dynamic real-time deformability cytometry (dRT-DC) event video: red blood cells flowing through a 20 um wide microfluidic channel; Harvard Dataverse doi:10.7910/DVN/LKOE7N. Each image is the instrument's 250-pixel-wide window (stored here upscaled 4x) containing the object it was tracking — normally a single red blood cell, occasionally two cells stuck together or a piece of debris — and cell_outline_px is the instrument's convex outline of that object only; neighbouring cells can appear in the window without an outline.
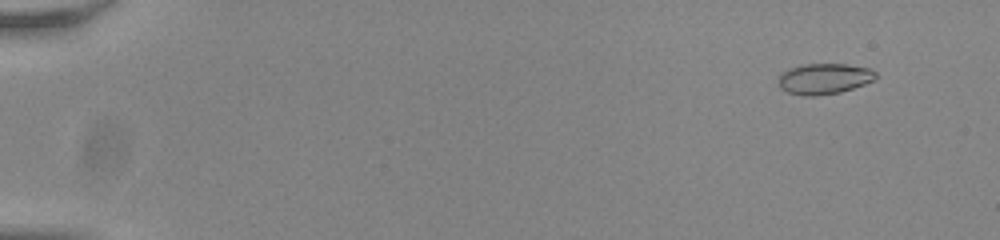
{"species": "common noctule bat (a hibernating species)", "species_latin": "Nyctalus noctula", "temperature_condition": "room temperature", "stored_images_in_passage": 56, "camera_frame_rate_fps": 3000, "um_per_image_px": 0.085, "animal": {"sex": "male", "body_mass_g": 20.0, "forearm_length_mm": 53.3}, "frame": {"image": 1, "passage_image": 5, "time_ms": 1.333, "image_size_px": [1000, 240], "cell_outline_px": [[876, 80], [840, 92], [816, 96], [804, 96], [788, 92], [780, 88], [780, 76], [784, 72], [792, 68], [804, 64], [844, 64], [872, 68], [876, 72]], "centroid_in_image_um": [70.11, 6.69], "position_along_channel_um": 14.9, "area_um2": 17.28}}
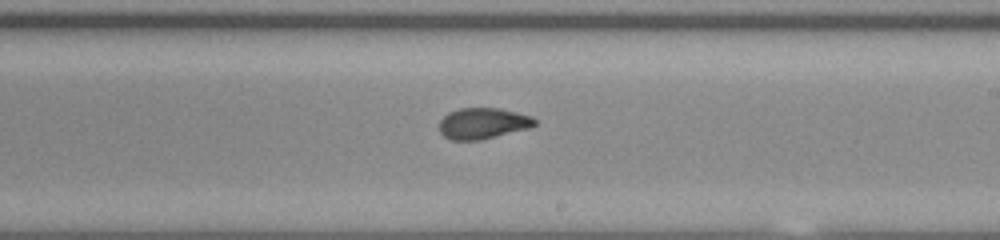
{"frame": {"image": 2, "passage_image": 35, "time_ms": 11.333, "image_size_px": [1000, 240], "cell_outline_px": [[536, 124], [532, 128], [480, 140], [452, 140], [444, 136], [440, 132], [440, 120], [448, 112], [460, 108], [500, 108], [532, 116], [536, 120]], "centroid_in_image_um": [41.07, 10.49], "position_along_channel_um": 247.9, "area_um2": 17.4}}
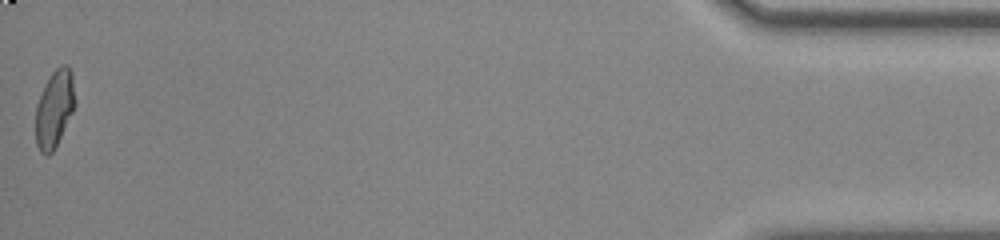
{"frame": {"image": 3, "passage_image": 56, "time_ms": 18.333, "image_size_px": [1000, 240], "cell_outline_px": [[76, 104], [52, 152], [48, 156], [40, 152], [36, 144], [36, 108], [40, 96], [52, 72], [60, 64], [68, 64], [72, 72], [76, 100]], "centroid_in_image_um": [4.65, 9.2], "position_along_channel_um": 430.6, "area_um2": 17.51}, "authors_computed_cell_mechanics": {"area_um2": 17.629, "velocity_mm_per_s": 3.8141, "shape_relaxation_time_tau1_ms": 5.6491, "shape_relaxation_time_tau2_ms": 1.3508, "deformation_change_tau1": 0.1414, "deformation_change_tau2": 0.059}}